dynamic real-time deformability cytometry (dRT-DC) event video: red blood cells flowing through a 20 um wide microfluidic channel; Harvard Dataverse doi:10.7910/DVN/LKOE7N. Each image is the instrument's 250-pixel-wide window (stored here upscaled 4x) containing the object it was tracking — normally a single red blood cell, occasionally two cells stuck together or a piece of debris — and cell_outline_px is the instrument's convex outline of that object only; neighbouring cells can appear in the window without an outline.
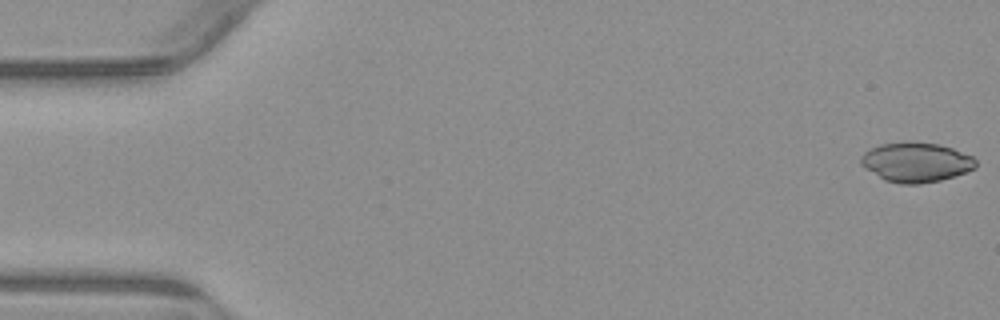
{"species": "common noctule bat (a hibernating species)", "species_latin": "Nyctalus noctula", "temperature_condition": "warm", "stored_images_in_passage": 17, "camera_frame_rate_fps": 3000, "um_per_image_px": 0.085, "animal": {"sex": "male", "body_mass_g": 23.1, "forearm_length_mm": 52.7}, "frame": {"image": 1, "passage_image": 1, "time_ms": 0.0, "image_size_px": [1000, 320], "cell_outline_px": [[976, 168], [940, 180], [920, 184], [900, 184], [884, 180], [864, 168], [860, 164], [860, 156], [864, 152], [880, 144], [940, 144], [952, 148], [972, 156], [976, 160]], "centroid_in_image_um": [77.84, 13.83], "position_along_channel_um": 7.2, "area_um2": 25.95}}
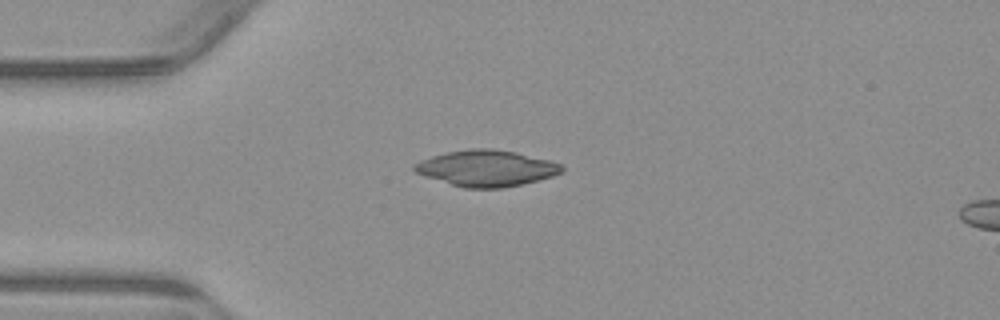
{"frame": {"image": 2, "passage_image": 14, "time_ms": 4.333, "image_size_px": [1000, 320], "cell_outline_px": [[564, 172], [552, 176], [524, 184], [504, 188], [464, 188], [416, 172], [412, 168], [420, 160], [432, 156], [448, 152], [472, 148], [492, 148], [516, 152], [548, 160], [560, 164], [564, 168]], "centroid_in_image_um": [41.39, 14.3], "position_along_channel_um": 43.6, "area_um2": 30.75}}